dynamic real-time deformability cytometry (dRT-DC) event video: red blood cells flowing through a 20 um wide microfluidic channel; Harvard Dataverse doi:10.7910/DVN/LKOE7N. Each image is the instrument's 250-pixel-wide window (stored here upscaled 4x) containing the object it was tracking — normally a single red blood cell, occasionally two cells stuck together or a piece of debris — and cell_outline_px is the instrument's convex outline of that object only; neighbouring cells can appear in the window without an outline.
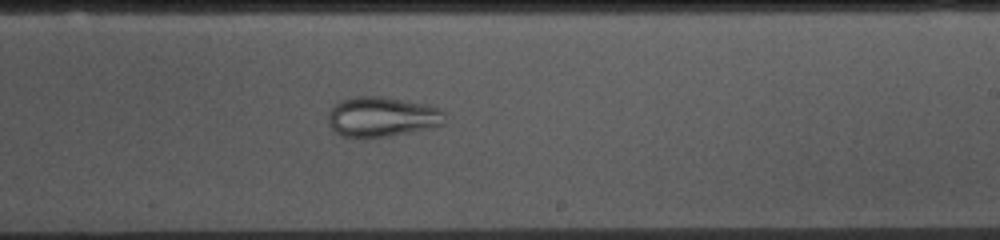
{"species": "common noctule bat (a hibernating species)", "species_latin": "Nyctalus noctula", "temperature_condition": "cold", "stored_images_in_passage": 54, "camera_frame_rate_fps": 3000, "um_per_image_px": 0.085, "animal": {"sex": "female", "body_mass_g": 10.0, "forearm_length_mm": 53.1}, "frame": {"image": 1, "passage_image": 31, "time_ms": 10.0, "image_size_px": [1000, 240], "cell_outline_px": [[448, 112], [444, 124], [412, 132], [368, 140], [360, 140], [340, 136], [328, 124], [328, 112], [340, 100], [352, 96], [380, 96], [424, 104]], "centroid_in_image_um": [32.43, 9.97], "position_along_channel_um": 256.6, "area_um2": 27.92}}
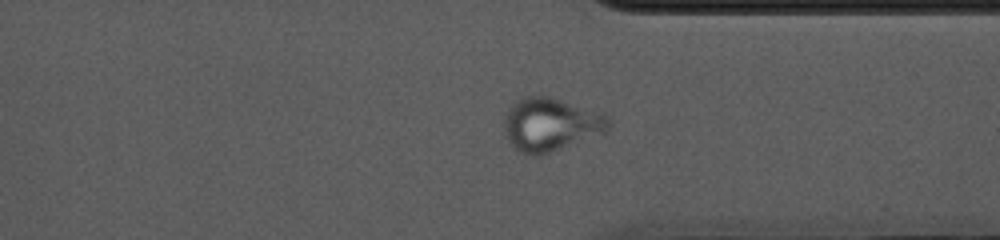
{"frame": {"image": 2, "passage_image": 40, "time_ms": 13.0, "image_size_px": [1000, 240], "cell_outline_px": [[608, 128], [604, 132], [540, 156], [532, 156], [520, 152], [508, 140], [504, 128], [504, 120], [508, 108], [516, 100], [524, 96], [548, 96], [604, 112], [608, 116]], "centroid_in_image_um": [46.78, 10.56], "position_along_channel_um": 364.6, "area_um2": 32.25}}
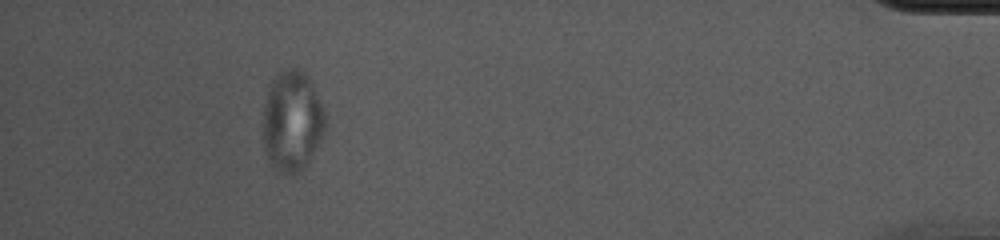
{"frame": {"image": 3, "passage_image": 49, "time_ms": 16.0, "image_size_px": [1000, 240], "cell_outline_px": [[328, 124], [320, 140], [308, 160], [296, 172], [284, 172], [272, 168], [264, 152], [264, 104], [272, 80], [280, 72], [292, 68], [300, 68], [308, 76], [316, 92], [328, 120]], "centroid_in_image_um": [24.84, 10.26], "position_along_channel_um": 410.4, "area_um2": 36.01}}